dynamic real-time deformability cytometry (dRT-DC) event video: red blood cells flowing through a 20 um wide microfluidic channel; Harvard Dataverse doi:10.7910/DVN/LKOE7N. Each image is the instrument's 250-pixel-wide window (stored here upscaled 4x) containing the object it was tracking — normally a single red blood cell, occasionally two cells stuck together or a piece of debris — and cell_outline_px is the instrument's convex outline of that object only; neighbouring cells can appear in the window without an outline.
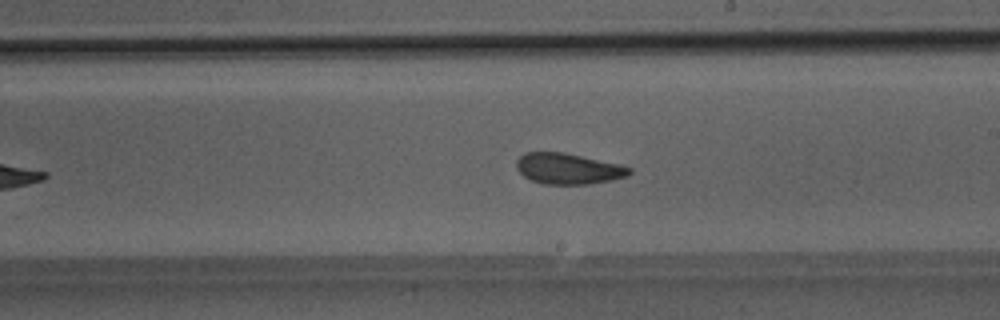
{"species": "Egyptian fruit bat (a non-hibernating species)", "species_latin": "Rousettus aegyptiacus", "temperature_condition": "room temperature", "stored_images_in_passage": 33, "camera_frame_rate_fps": 3000, "um_per_image_px": 0.085, "animal": {"sex": "male"}, "frame": {"image": 1, "passage_image": 19, "time_ms": 6.0, "image_size_px": [1000, 320], "cell_outline_px": [[632, 172], [628, 176], [612, 180], [588, 184], [544, 184], [532, 180], [524, 176], [516, 168], [516, 160], [524, 152], [564, 152], [620, 164], [632, 168]], "centroid_in_image_um": [48.31, 14.33], "position_along_channel_um": 240.7, "area_um2": 20.4}}